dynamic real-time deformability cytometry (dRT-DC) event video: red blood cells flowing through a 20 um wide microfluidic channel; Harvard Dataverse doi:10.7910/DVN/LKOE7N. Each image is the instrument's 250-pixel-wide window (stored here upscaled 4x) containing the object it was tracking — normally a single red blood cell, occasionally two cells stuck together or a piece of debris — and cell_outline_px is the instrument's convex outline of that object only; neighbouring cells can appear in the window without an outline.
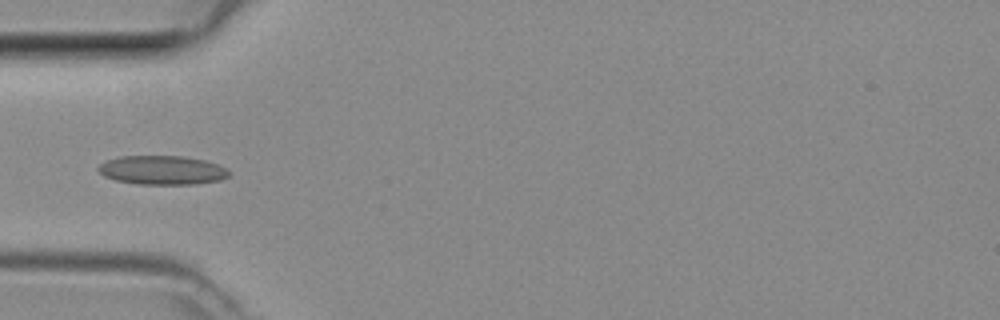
{"species": "common noctule bat (a hibernating species)", "species_latin": "Nyctalus noctula", "temperature_condition": "room temperature", "stored_images_in_passage": 31, "camera_frame_rate_fps": 3000, "um_per_image_px": 0.085, "animal": {"sex": "female", "body_mass_g": 29.2, "forearm_length_mm": 56.3}, "frame": {"image": 1, "passage_image": 9, "time_ms": 2.667, "image_size_px": [1000, 320], "cell_outline_px": [[228, 176], [220, 180], [196, 184], [136, 184], [116, 180], [104, 176], [96, 168], [104, 160], [120, 156], [184, 156], [204, 160], [220, 164], [228, 168]], "centroid_in_image_um": [13.78, 14.45], "position_along_channel_um": 71.2, "area_um2": 22.25}}
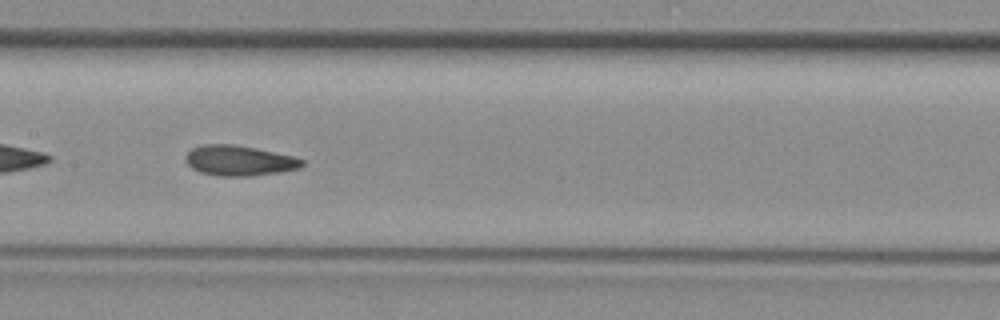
{"frame": {"image": 2, "passage_image": 17, "time_ms": 5.333, "image_size_px": [1000, 320], "cell_outline_px": [[304, 164], [300, 168], [280, 172], [252, 176], [216, 176], [200, 172], [192, 168], [184, 160], [184, 156], [192, 148], [204, 144], [232, 144], [256, 148], [292, 156], [304, 160]], "centroid_in_image_um": [20.31, 13.65], "position_along_channel_um": 187.1, "area_um2": 20.63}}
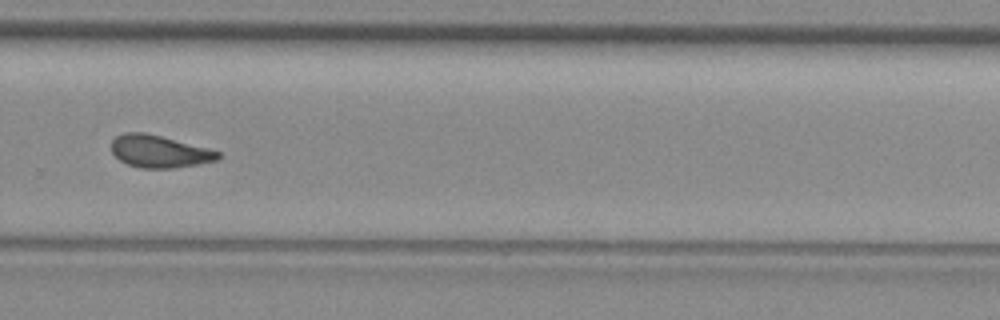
{"frame": {"image": 3, "passage_image": 26, "time_ms": 8.333, "image_size_px": [1000, 320], "cell_outline_px": [[220, 156], [216, 160], [196, 164], [172, 168], [140, 168], [128, 164], [120, 160], [112, 152], [112, 140], [116, 136], [124, 132], [144, 132], [212, 148], [220, 152]], "centroid_in_image_um": [13.55, 12.86], "position_along_channel_um": 316.2, "area_um2": 20.11}}